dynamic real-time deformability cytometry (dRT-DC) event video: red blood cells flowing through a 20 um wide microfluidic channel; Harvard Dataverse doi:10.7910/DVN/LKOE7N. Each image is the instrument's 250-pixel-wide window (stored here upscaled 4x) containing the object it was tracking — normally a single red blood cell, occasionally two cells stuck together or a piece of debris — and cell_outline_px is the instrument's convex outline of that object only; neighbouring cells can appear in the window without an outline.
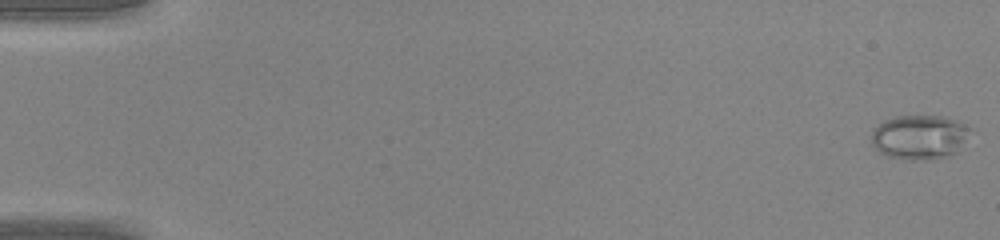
{"species": "common noctule bat (a hibernating species)", "species_latin": "Nyctalus noctula", "temperature_condition": "warm", "stored_images_in_passage": 47, "camera_frame_rate_fps": 3000, "um_per_image_px": 0.085, "animal": {"sex": "male", "body_mass_g": 20.0, "forearm_length_mm": 53.3}, "frame": {"image": 1, "passage_image": 1, "time_ms": 0.0, "image_size_px": [1000, 240], "cell_outline_px": [[972, 128], [956, 152], [948, 156], [924, 160], [904, 160], [888, 156], [880, 152], [872, 144], [872, 128], [884, 120], [892, 116], [944, 116], [956, 120]], "centroid_in_image_um": [78.12, 11.64], "position_along_channel_um": 6.9, "area_um2": 25.61}}
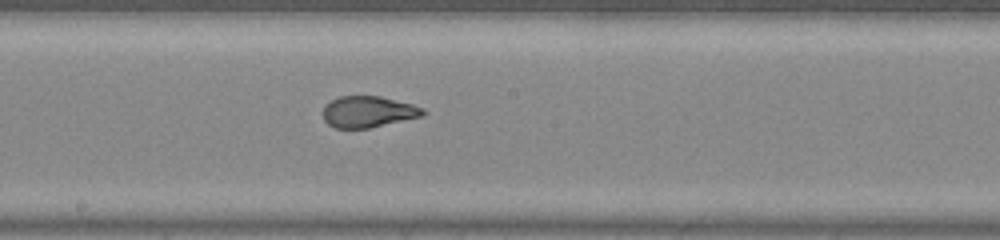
{"frame": {"image": 2, "passage_image": 26, "time_ms": 8.333, "image_size_px": [1000, 240], "cell_outline_px": [[428, 112], [424, 116], [368, 128], [336, 128], [328, 124], [324, 120], [324, 104], [340, 96], [380, 96], [412, 104], [424, 108]], "centroid_in_image_um": [31.33, 9.5], "position_along_channel_um": 216.9, "area_um2": 18.26}}
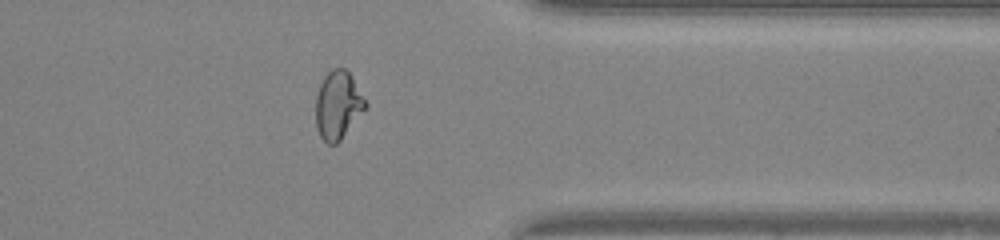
{"frame": {"image": 3, "passage_image": 38, "time_ms": 12.333, "image_size_px": [1000, 240], "cell_outline_px": [[368, 108], [340, 140], [336, 144], [328, 144], [320, 136], [316, 128], [316, 96], [320, 84], [324, 76], [332, 68], [344, 68], [352, 76], [368, 104]], "centroid_in_image_um": [28.74, 8.94], "position_along_channel_um": 382.7, "area_um2": 19.88}}